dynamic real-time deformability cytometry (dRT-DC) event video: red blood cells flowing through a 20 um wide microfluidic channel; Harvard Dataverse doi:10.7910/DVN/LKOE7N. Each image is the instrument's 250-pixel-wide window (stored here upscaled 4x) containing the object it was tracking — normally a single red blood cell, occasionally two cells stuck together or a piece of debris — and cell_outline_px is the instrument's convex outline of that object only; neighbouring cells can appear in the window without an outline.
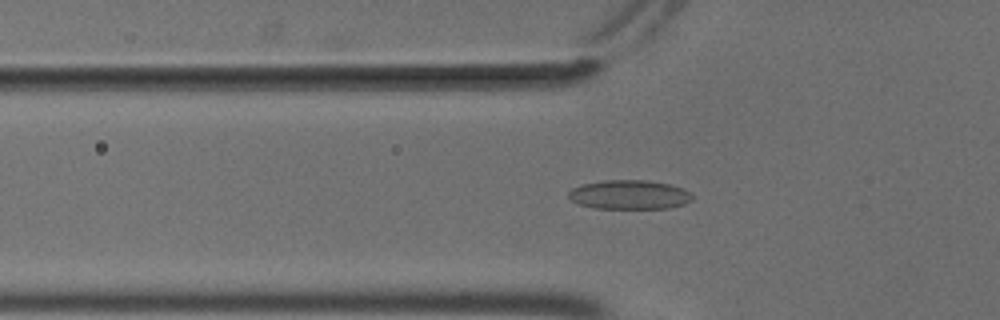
{"species": "common noctule bat (a hibernating species)", "species_latin": "Nyctalus noctula", "temperature_condition": "cold", "stored_images_in_passage": 55, "camera_frame_rate_fps": 3000, "um_per_image_px": 0.085, "animal": {"sex": "male", "body_mass_g": 18.8}, "frame": {"image": 1, "passage_image": 19, "time_ms": 6.0, "image_size_px": [1000, 320], "cell_outline_px": [[692, 200], [684, 204], [668, 208], [596, 208], [580, 204], [572, 200], [568, 196], [568, 192], [572, 188], [580, 184], [604, 180], [648, 180], [668, 184], [684, 188], [692, 196]], "centroid_in_image_um": [53.48, 16.54], "position_along_channel_um": 72.3, "area_um2": 20.98}}
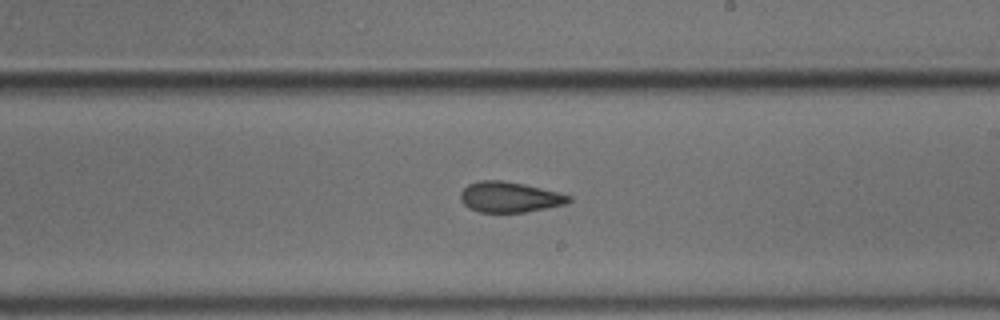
{"frame": {"image": 2, "passage_image": 33, "time_ms": 10.667, "image_size_px": [1000, 320], "cell_outline_px": [[572, 200], [564, 204], [524, 212], [476, 212], [468, 208], [460, 200], [460, 192], [468, 184], [480, 180], [500, 180], [524, 184], [560, 192], [572, 196]], "centroid_in_image_um": [43.29, 16.75], "position_along_channel_um": 245.7, "area_um2": 19.31}}
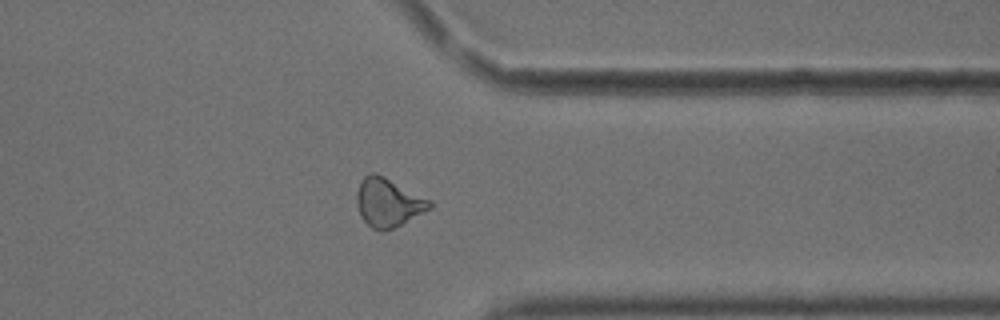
{"frame": {"image": 3, "passage_image": 44, "time_ms": 14.333, "image_size_px": [1000, 320], "cell_outline_px": [[432, 208], [392, 228], [380, 232], [372, 228], [360, 216], [356, 204], [356, 192], [360, 180], [368, 172], [376, 172], [432, 200]], "centroid_in_image_um": [32.97, 17.18], "position_along_channel_um": 378.4, "area_um2": 20.81}, "authors_computed_cell_mechanics": {"area_um2": 20.23, "velocity_mm_per_s": 3.7053, "shape_relaxation_time_tau1_ms": null, "shape_relaxation_time_tau2_ms": 2.4277, "deformation_change_tau1": null, "deformation_change_tau2": 0.0919}}